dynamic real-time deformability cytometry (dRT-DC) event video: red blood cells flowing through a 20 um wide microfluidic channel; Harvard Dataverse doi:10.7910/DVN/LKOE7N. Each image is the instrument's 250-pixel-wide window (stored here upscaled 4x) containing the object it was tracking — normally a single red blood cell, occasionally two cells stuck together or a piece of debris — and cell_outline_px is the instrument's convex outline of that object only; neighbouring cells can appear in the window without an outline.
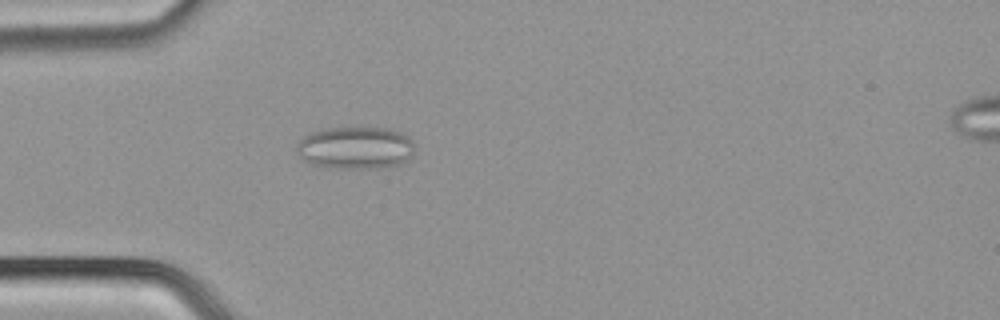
{"species": "common noctule bat (a hibernating species)", "species_latin": "Nyctalus noctula", "temperature_condition": "cold", "stored_images_in_passage": 42, "segment_of_instrument_passage": [1, 2], "camera_frame_rate_fps": 3000, "um_per_image_px": 0.085, "animal": {"sex": "male", "body_mass_g": 21.5, "forearm_length_mm": 52.0}, "frame": {"image": 1, "passage_image": 7, "time_ms": 2.0, "image_size_px": [1000, 320], "cell_outline_px": [[416, 148], [412, 156], [408, 160], [400, 164], [380, 168], [340, 168], [312, 164], [304, 160], [296, 152], [296, 144], [300, 136], [308, 132], [320, 128], [352, 124], [392, 128], [408, 136], [412, 140]], "centroid_in_image_um": [30.21, 12.48], "position_along_channel_um": 54.8, "area_um2": 30.81}}